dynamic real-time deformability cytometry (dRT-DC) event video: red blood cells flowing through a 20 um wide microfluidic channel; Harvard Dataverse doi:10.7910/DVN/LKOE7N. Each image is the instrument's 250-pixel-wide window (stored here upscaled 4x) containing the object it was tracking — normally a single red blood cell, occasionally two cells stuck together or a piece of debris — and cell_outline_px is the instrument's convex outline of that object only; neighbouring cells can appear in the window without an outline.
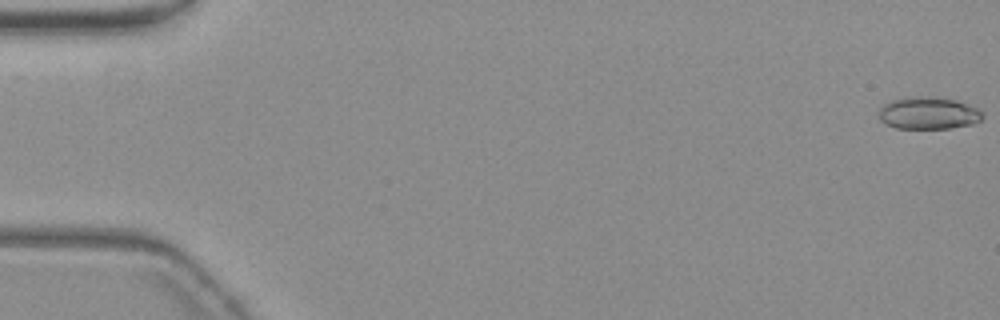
{"species": "common noctule bat (a hibernating species)", "species_latin": "Nyctalus noctula", "temperature_condition": "warm", "stored_images_in_passage": 57, "camera_frame_rate_fps": 3000, "um_per_image_px": 0.085, "animal": {"sex": "female", "body_mass_g": 19.3, "forearm_length_mm": 54.1}, "frame": {"image": 1, "passage_image": 1, "time_ms": 0.0, "image_size_px": [1000, 320], "cell_outline_px": [[984, 116], [980, 120], [972, 124], [952, 128], [896, 128], [880, 120], [880, 108], [884, 104], [892, 100], [912, 96], [936, 96], [956, 100], [968, 104], [976, 108]], "centroid_in_image_um": [78.93, 9.6], "position_along_channel_um": 6.1, "area_um2": 19.42}}
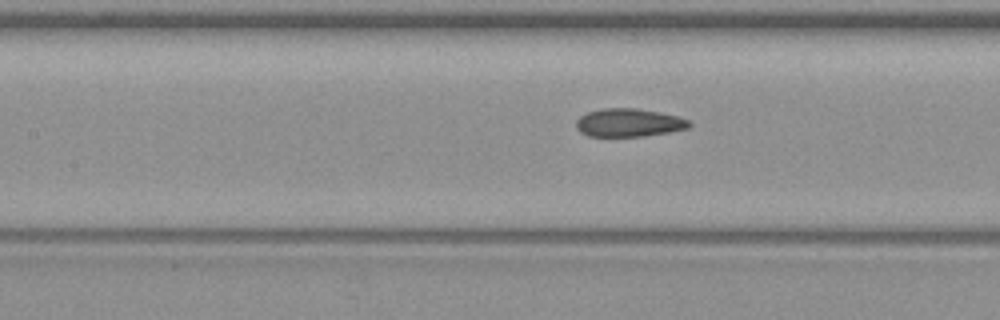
{"frame": {"image": 2, "passage_image": 26, "time_ms": 8.333, "image_size_px": [1000, 320], "cell_outline_px": [[692, 124], [688, 128], [668, 132], [644, 136], [588, 136], [580, 132], [576, 128], [576, 120], [580, 116], [588, 112], [600, 108], [636, 108], [660, 112], [676, 116], [688, 120]], "centroid_in_image_um": [53.42, 10.42], "position_along_channel_um": 154.0, "area_um2": 18.55}}
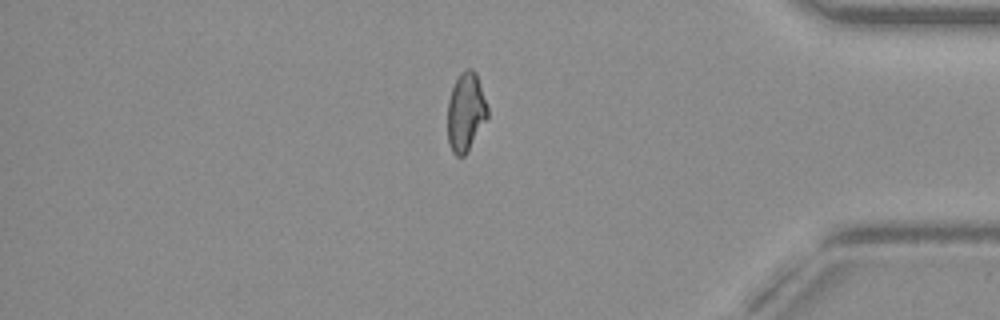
{"frame": {"image": 3, "passage_image": 48, "time_ms": 15.667, "image_size_px": [1000, 320], "cell_outline_px": [[488, 116], [464, 156], [456, 156], [452, 152], [448, 144], [448, 100], [452, 88], [460, 72], [468, 68], [472, 68], [476, 72], [488, 108]], "centroid_in_image_um": [39.58, 9.5], "position_along_channel_um": 395.6, "area_um2": 18.15}, "authors_computed_cell_mechanics": {"area_um2": 18.9584, "velocity_mm_per_s": 3.7228, "shape_relaxation_time_tau1_ms": null, "shape_relaxation_time_tau2_ms": 1.4866, "deformation_change_tau1": null, "deformation_change_tau2": 0.0721}}